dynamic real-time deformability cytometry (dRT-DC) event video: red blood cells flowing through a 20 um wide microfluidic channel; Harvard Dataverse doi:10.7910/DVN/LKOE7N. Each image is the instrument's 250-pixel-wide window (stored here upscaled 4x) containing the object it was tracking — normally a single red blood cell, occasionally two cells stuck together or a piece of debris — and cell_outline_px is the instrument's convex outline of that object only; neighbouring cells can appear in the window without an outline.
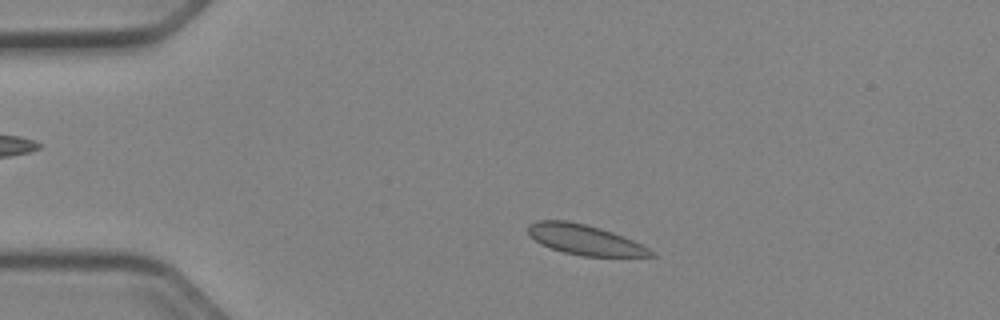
{"species": "Egyptian fruit bat (a non-hibernating species)", "species_latin": "Rousettus aegyptiacus", "temperature_condition": "cold", "stored_images_in_passage": 48, "camera_frame_rate_fps": 3000, "um_per_image_px": 0.085, "animal": {"sex": "female"}, "frame": {"image": 1, "passage_image": 7, "time_ms": 2.0, "image_size_px": [1000, 320], "cell_outline_px": [[656, 256], [580, 256], [564, 252], [540, 244], [528, 232], [528, 224], [536, 220], [568, 220], [600, 228], [612, 232], [632, 240], [656, 252]], "centroid_in_image_um": [49.69, 20.37], "position_along_channel_um": 35.3, "area_um2": 21.39}}
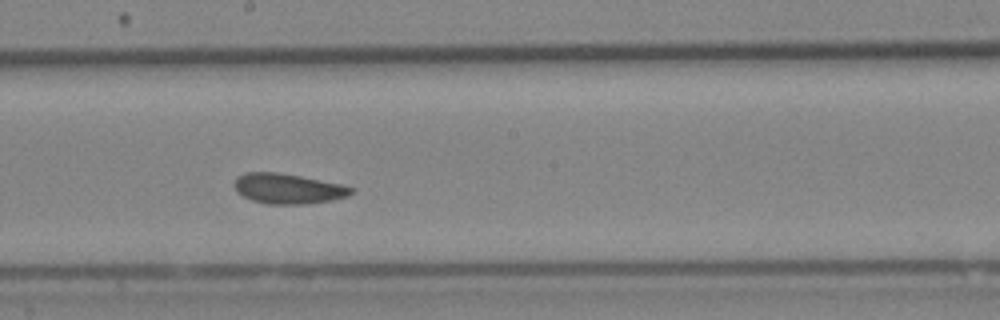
{"frame": {"image": 2, "passage_image": 25, "time_ms": 8.0, "image_size_px": [1000, 320], "cell_outline_px": [[352, 192], [348, 196], [332, 200], [304, 204], [268, 204], [252, 200], [236, 192], [232, 184], [236, 176], [244, 172], [276, 172], [300, 176], [340, 184], [352, 188]], "centroid_in_image_um": [24.4, 16.03], "position_along_channel_um": 223.8, "area_um2": 20.52}}
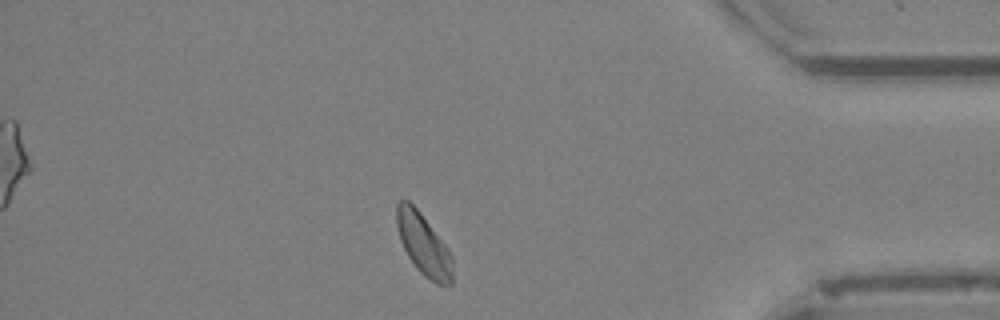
{"frame": {"image": 3, "passage_image": 41, "time_ms": 13.333, "image_size_px": [1000, 320], "cell_outline_px": [[452, 284], [436, 284], [424, 276], [416, 268], [408, 256], [400, 240], [396, 224], [396, 204], [400, 200], [408, 200], [420, 212], [448, 248], [452, 256]], "centroid_in_image_um": [35.99, 20.78], "position_along_channel_um": 399.2, "area_um2": 19.94}, "authors_computed_cell_mechanics": {"area_um2": 20.7213, "velocity_mm_per_s": 3.8865, "shape_relaxation_time_tau1_ms": 7.7311, "shape_relaxation_time_tau2_ms": null, "deformation_change_tau1": 0.0719, "deformation_change_tau2": null}}